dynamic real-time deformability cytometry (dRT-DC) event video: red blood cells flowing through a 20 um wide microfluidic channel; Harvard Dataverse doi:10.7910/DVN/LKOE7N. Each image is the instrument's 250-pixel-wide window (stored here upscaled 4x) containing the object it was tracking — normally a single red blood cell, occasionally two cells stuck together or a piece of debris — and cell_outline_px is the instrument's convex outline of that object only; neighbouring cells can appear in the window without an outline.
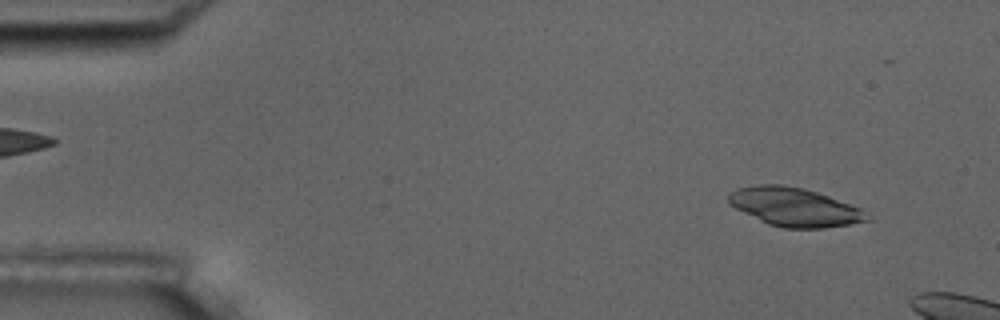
{"species": "common noctule bat (a hibernating species)", "species_latin": "Nyctalus noctula", "temperature_condition": "room temperature", "stored_images_in_passage": 4, "camera_frame_rate_fps": 3000, "um_per_image_px": 0.085, "animal": {"sex": "male", "body_mass_g": 17.5, "forearm_length_mm": 52.3}, "frame": {"image": 1, "passage_image": 1, "time_ms": 0.0, "image_size_px": [1000, 320], "cell_outline_px": [[872, 220], [824, 228], [784, 228], [768, 224], [728, 204], [728, 196], [736, 188], [760, 184], [780, 184], [804, 188], [828, 196], [860, 208], [872, 216]], "centroid_in_image_um": [67.55, 17.6], "position_along_channel_um": 17.5, "area_um2": 30.98}}